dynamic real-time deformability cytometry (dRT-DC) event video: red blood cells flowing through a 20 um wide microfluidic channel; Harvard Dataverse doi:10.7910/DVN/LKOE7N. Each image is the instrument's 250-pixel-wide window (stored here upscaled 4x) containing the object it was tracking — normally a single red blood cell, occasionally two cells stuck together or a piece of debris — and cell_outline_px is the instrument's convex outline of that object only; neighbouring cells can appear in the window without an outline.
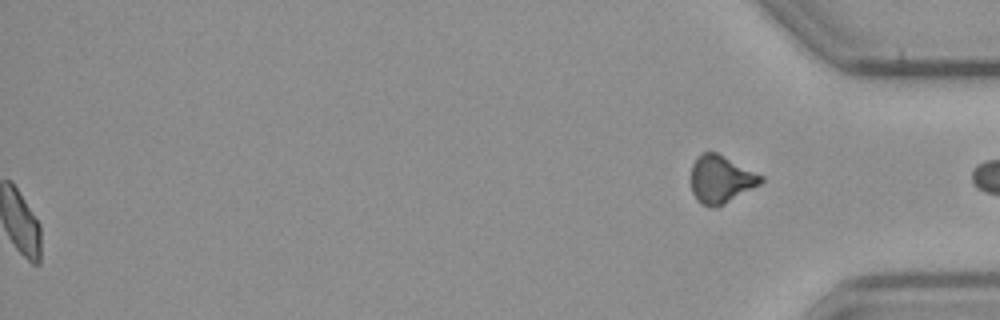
{"species": "common noctule bat (a hibernating species)", "species_latin": "Nyctalus noctula", "temperature_condition": "cold", "stored_images_in_passage": 58, "segment_of_instrument_passage": [2, 2], "camera_frame_rate_fps": 3000, "um_per_image_px": 0.085, "animal": {"sex": "male", "body_mass_g": 23.1, "forearm_length_mm": 52.7}, "frame": {"image": 1, "passage_image": 58, "time_ms": 19.0, "image_size_px": [1000, 320], "cell_outline_px": [[764, 180], [760, 184], [724, 204], [700, 204], [696, 200], [692, 192], [692, 164], [704, 152], [716, 152], [764, 176]], "centroid_in_image_um": [61.29, 15.22], "position_along_channel_um": 373.9, "area_um2": 18.84}}